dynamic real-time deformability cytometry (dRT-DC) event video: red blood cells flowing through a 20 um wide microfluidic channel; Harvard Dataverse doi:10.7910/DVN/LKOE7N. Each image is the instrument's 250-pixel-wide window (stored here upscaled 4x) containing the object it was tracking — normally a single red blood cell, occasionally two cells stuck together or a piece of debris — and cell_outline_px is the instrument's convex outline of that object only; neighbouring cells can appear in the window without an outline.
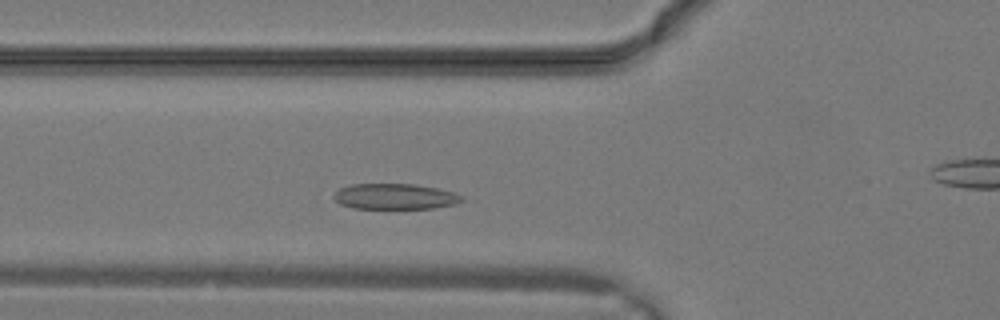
{"species": "common noctule bat (a hibernating species)", "species_latin": "Nyctalus noctula", "temperature_condition": "warm", "stored_images_in_passage": 8, "camera_frame_rate_fps": 3000, "um_per_image_px": 0.085, "animal": {"sex": "male", "body_mass_g": 19.2, "forearm_length_mm": 51.8}, "frame": {"image": 1, "passage_image": 4, "time_ms": 1.0, "image_size_px": [1000, 320], "cell_outline_px": [[464, 200], [456, 204], [436, 208], [352, 208], [340, 204], [332, 196], [340, 188], [348, 184], [416, 184], [436, 188], [452, 192], [464, 196]], "centroid_in_image_um": [33.58, 16.7], "position_along_channel_um": 92.2, "area_um2": 19.19}}
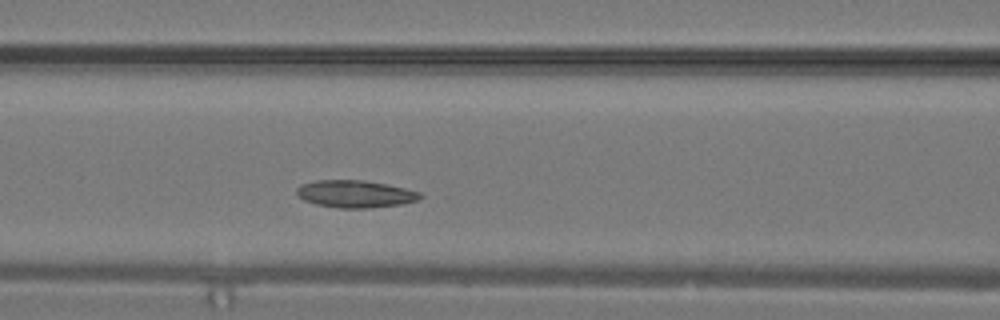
{"frame": {"image": 2, "passage_image": 6, "time_ms": 1.667, "image_size_px": [1000, 320], "cell_outline_px": [[424, 196], [420, 200], [404, 204], [372, 208], [340, 208], [316, 204], [304, 200], [296, 196], [296, 188], [300, 184], [312, 180], [364, 180], [388, 184], [420, 192]], "centroid_in_image_um": [30.2, 16.48], "position_along_channel_um": 136.4, "area_um2": 20.06}}
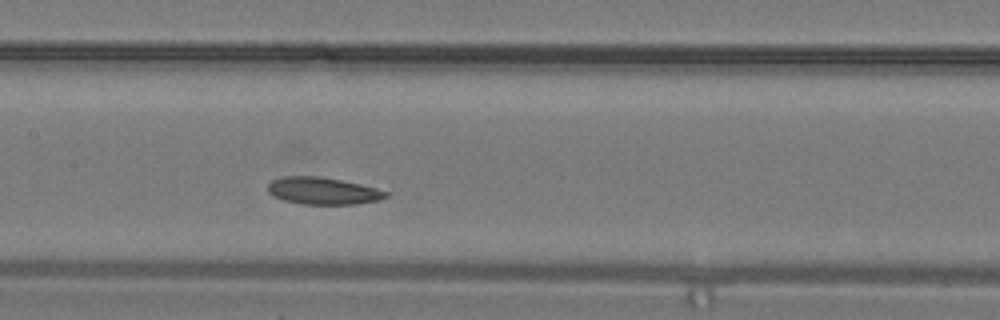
{"frame": {"image": 3, "passage_image": 8, "time_ms": 2.333, "image_size_px": [1000, 320], "cell_outline_px": [[388, 196], [380, 200], [356, 204], [300, 204], [284, 200], [272, 196], [268, 192], [268, 184], [272, 180], [284, 176], [320, 176], [360, 184], [376, 188], [388, 192]], "centroid_in_image_um": [27.43, 16.23], "position_along_channel_um": 180.0, "area_um2": 18.67}}